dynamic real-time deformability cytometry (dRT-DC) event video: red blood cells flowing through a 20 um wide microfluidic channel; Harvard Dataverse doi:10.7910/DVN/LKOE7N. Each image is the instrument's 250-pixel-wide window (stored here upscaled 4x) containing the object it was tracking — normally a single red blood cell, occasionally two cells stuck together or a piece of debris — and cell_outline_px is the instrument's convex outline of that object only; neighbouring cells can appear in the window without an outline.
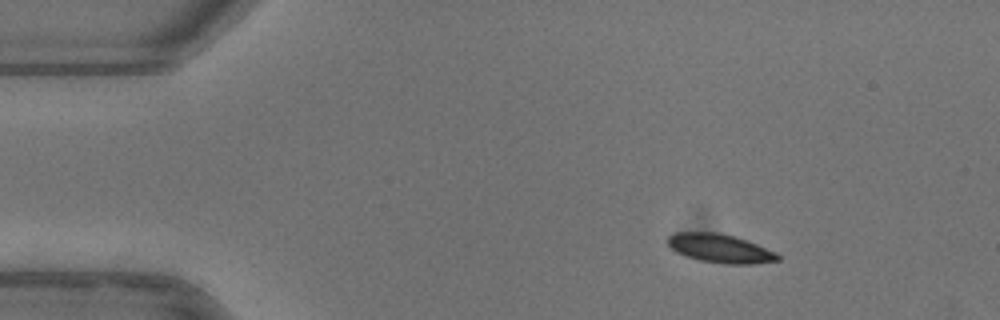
{"species": "common noctule bat (a hibernating species)", "species_latin": "Nyctalus noctula", "temperature_condition": "warm", "stored_images_in_passage": 45, "camera_frame_rate_fps": 3000, "um_per_image_px": 0.085, "animal": {"sex": "female"}, "frame": {"image": 1, "passage_image": 1, "time_ms": 0.0, "image_size_px": [1000, 320], "cell_outline_px": [[780, 260], [752, 264], [724, 264], [700, 260], [684, 256], [676, 252], [664, 240], [668, 236], [676, 232], [720, 232], [756, 244], [776, 252], [780, 256]], "centroid_in_image_um": [61.16, 21.11], "position_along_channel_um": 23.8, "area_um2": 18.44}}
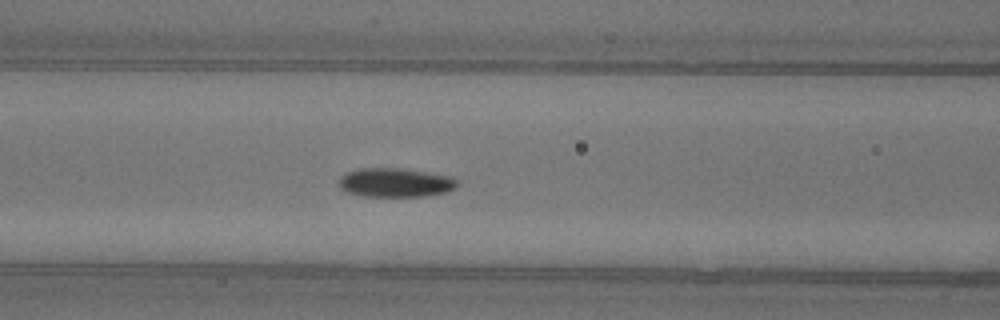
{"frame": {"image": 2, "passage_image": 15, "time_ms": 4.667, "image_size_px": [1000, 320], "cell_outline_px": [[456, 188], [448, 192], [420, 196], [364, 196], [348, 192], [340, 188], [340, 176], [348, 172], [360, 168], [396, 168], [452, 176], [456, 180]], "centroid_in_image_um": [33.6, 15.52], "position_along_channel_um": 133.0, "area_um2": 19.71}}
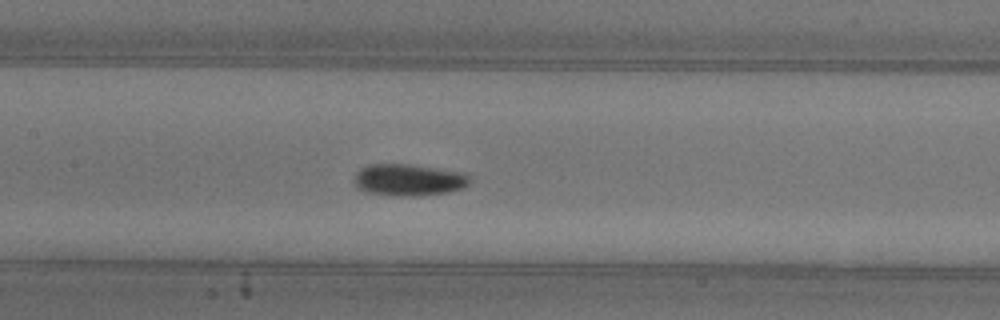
{"frame": {"image": 3, "passage_image": 18, "time_ms": 5.667, "image_size_px": [1000, 320], "cell_outline_px": [[472, 180], [464, 188], [448, 192], [416, 196], [392, 196], [364, 192], [356, 188], [352, 180], [356, 172], [360, 168], [372, 164], [412, 164], [464, 172]], "centroid_in_image_um": [34.7, 15.29], "position_along_channel_um": 172.7, "area_um2": 21.91}, "authors_computed_cell_mechanics": {"area_um2": 19.4208, "velocity_mm_per_s": 3.9574, "shape_relaxation_time_tau1_ms": 5.3209, "shape_relaxation_time_tau2_ms": null, "deformation_change_tau1": 0.1497, "deformation_change_tau2": null}}